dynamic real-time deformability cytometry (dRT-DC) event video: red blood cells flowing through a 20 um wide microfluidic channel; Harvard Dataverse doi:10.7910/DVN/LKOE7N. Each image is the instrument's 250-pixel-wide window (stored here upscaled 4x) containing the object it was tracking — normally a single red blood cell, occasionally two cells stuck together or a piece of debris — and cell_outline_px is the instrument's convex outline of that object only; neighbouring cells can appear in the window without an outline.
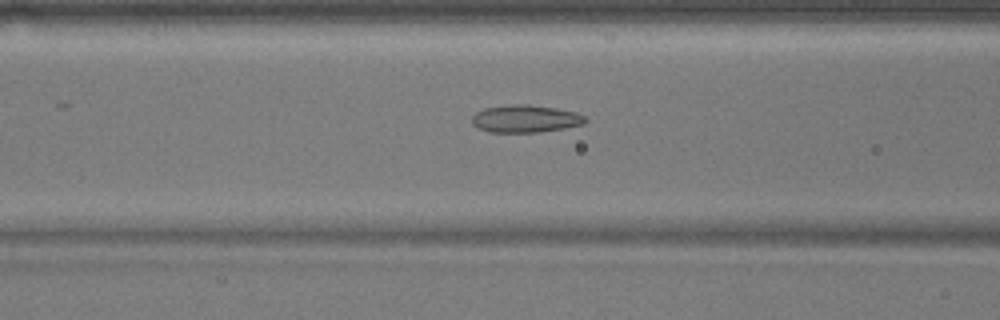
{"species": "common noctule bat (a hibernating species)", "species_latin": "Nyctalus noctula", "temperature_condition": "warm", "stored_images_in_passage": 53, "camera_frame_rate_fps": 3000, "um_per_image_px": 0.085, "animal": {"sex": "male", "body_mass_g": 17.9}, "frame": {"image": 1, "passage_image": 21, "time_ms": 6.667, "image_size_px": [1000, 320], "cell_outline_px": [[588, 120], [584, 124], [564, 128], [540, 132], [488, 132], [472, 124], [472, 116], [476, 112], [484, 108], [508, 104], [528, 104], [556, 108], [576, 112], [584, 116]], "centroid_in_image_um": [44.66, 10.08], "position_along_channel_um": 121.9, "area_um2": 18.26}}
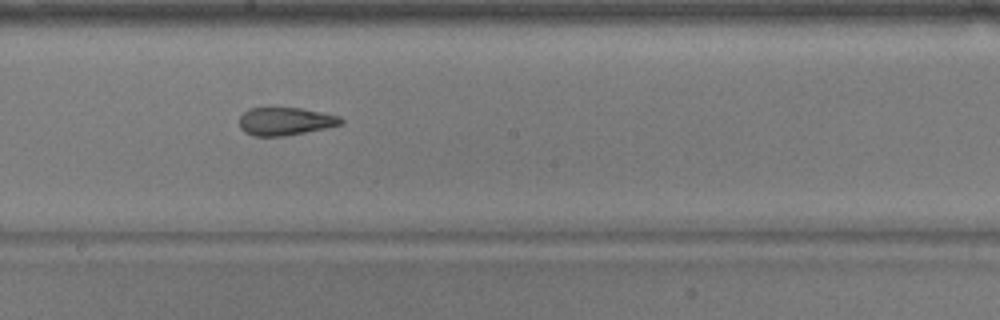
{"frame": {"image": 2, "passage_image": 29, "time_ms": 9.333, "image_size_px": [1000, 320], "cell_outline_px": [[344, 124], [284, 136], [252, 136], [244, 132], [240, 128], [240, 116], [248, 108], [268, 104], [300, 108], [340, 116], [344, 120]], "centroid_in_image_um": [24.19, 10.26], "position_along_channel_um": 224.0, "area_um2": 17.22}}
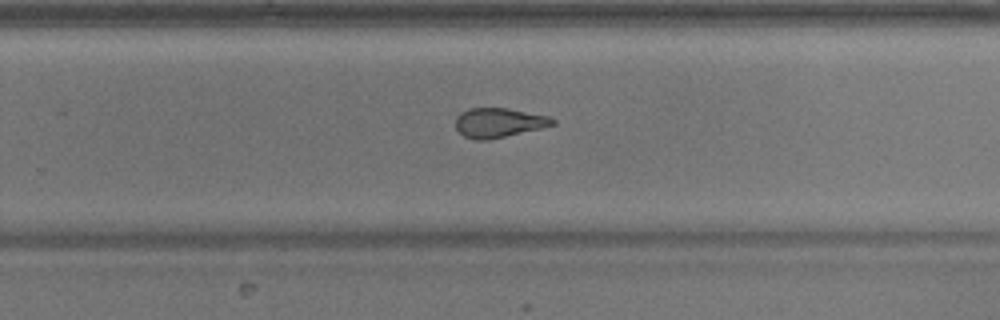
{"frame": {"image": 3, "passage_image": 34, "time_ms": 11.0, "image_size_px": [1000, 320], "cell_outline_px": [[556, 124], [540, 128], [488, 140], [476, 140], [464, 136], [456, 128], [456, 116], [460, 112], [468, 108], [508, 108], [548, 116], [556, 120]], "centroid_in_image_um": [42.37, 10.42], "position_along_channel_um": 287.4, "area_um2": 16.59}, "authors_computed_cell_mechanics": {"area_um2": 19.2474, "velocity_mm_per_s": 3.8236, "shape_relaxation_time_tau1_ms": null, "shape_relaxation_time_tau2_ms": 2.5038, "deformation_change_tau1": null, "deformation_change_tau2": 0.0998}}